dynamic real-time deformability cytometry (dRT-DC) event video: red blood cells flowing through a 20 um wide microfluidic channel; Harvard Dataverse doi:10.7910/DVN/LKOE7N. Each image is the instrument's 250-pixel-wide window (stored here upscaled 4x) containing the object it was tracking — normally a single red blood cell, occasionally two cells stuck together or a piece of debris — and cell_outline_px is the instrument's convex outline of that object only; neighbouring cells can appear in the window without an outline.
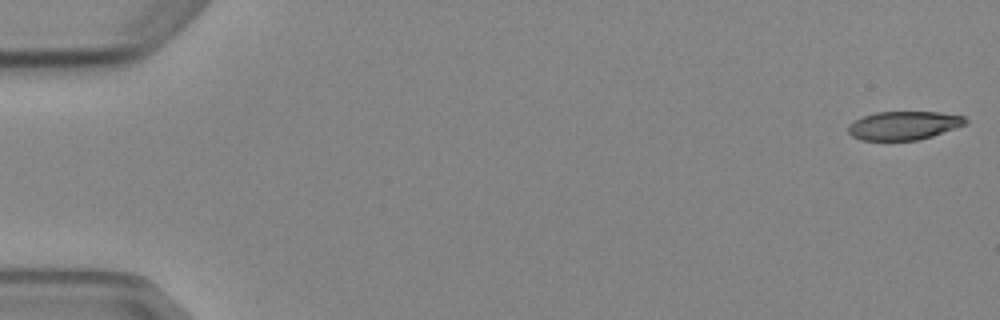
{"species": "Egyptian fruit bat (a non-hibernating species)", "species_latin": "Rousettus aegyptiacus", "temperature_condition": "cold", "stored_images_in_passage": 5, "camera_frame_rate_fps": 3000, "um_per_image_px": 0.085, "animal": {"sex": "female"}, "frame": {"image": 1, "passage_image": 1, "time_ms": 0.0, "image_size_px": [1000, 320], "cell_outline_px": [[968, 124], [932, 136], [916, 140], [860, 140], [852, 136], [848, 132], [848, 124], [864, 116], [876, 112], [940, 112], [964, 116], [968, 120]], "centroid_in_image_um": [76.84, 10.66], "position_along_channel_um": 8.2, "area_um2": 19.54}}